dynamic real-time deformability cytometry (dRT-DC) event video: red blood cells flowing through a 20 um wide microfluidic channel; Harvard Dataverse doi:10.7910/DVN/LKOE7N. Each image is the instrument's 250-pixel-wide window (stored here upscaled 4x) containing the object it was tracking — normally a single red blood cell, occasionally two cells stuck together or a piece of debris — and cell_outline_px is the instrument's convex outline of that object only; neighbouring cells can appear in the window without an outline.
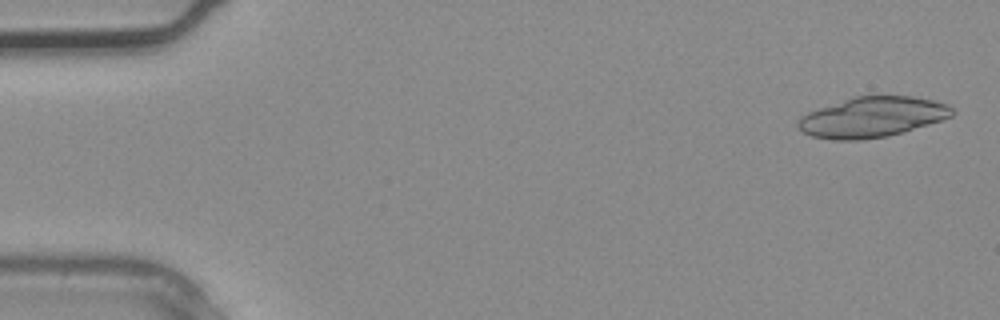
{"species": "common noctule bat (a hibernating species)", "species_latin": "Nyctalus noctula", "temperature_condition": "warm", "stored_images_in_passage": 4, "camera_frame_rate_fps": 3000, "um_per_image_px": 0.085, "animal": {"sex": "male", "body_mass_g": 20.4}, "frame": {"image": 1, "passage_image": 1, "time_ms": 0.0, "image_size_px": [1000, 320], "cell_outline_px": [[952, 116], [928, 124], [888, 136], [860, 140], [832, 140], [812, 136], [796, 128], [796, 124], [800, 116], [808, 112], [856, 96], [912, 96], [932, 100], [944, 104], [952, 108]], "centroid_in_image_um": [74.08, 9.97], "position_along_channel_um": 10.9, "area_um2": 35.72}}